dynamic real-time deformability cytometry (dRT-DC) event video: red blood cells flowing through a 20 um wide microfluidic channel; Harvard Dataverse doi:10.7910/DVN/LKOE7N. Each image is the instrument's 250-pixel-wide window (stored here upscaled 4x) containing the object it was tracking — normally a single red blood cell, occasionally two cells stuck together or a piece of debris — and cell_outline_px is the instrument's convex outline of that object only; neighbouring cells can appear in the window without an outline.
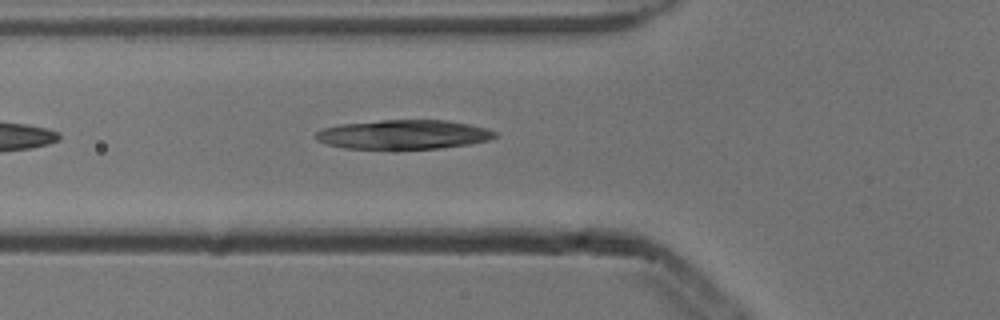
{"species": "common noctule bat (a hibernating species)", "species_latin": "Nyctalus noctula", "temperature_condition": "cold", "stored_images_in_passage": 5, "camera_frame_rate_fps": 3000, "um_per_image_px": 0.085, "animal": {"sex": "male", "body_mass_g": 13.3}, "frame": {"image": 1, "passage_image": 5, "time_ms": 1.333, "image_size_px": [1000, 320], "cell_outline_px": [[496, 136], [488, 140], [468, 144], [436, 148], [344, 148], [328, 144], [316, 140], [312, 136], [316, 132], [324, 128], [340, 124], [380, 120], [448, 120], [468, 124], [484, 128], [496, 132]], "centroid_in_image_um": [34.25, 11.42], "position_along_channel_um": 91.6, "area_um2": 30.17}}